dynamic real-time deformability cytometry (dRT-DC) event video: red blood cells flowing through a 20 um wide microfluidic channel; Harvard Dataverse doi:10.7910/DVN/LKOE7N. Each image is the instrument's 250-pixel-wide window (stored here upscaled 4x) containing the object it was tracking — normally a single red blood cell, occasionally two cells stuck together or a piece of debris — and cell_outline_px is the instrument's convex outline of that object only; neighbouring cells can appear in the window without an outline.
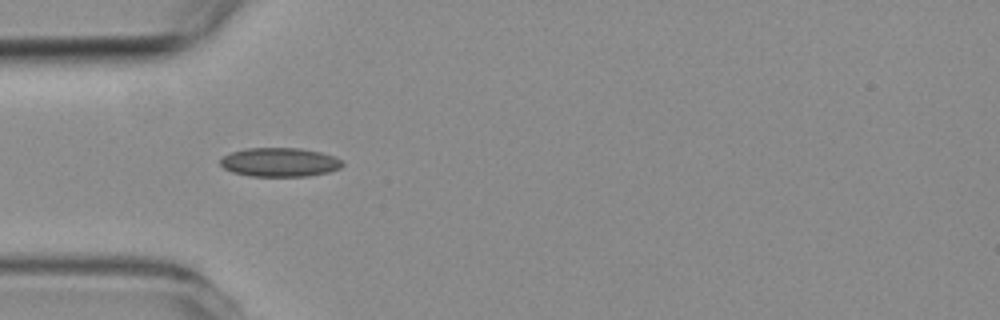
{"species": "common noctule bat (a hibernating species)", "species_latin": "Nyctalus noctula", "temperature_condition": "room temperature", "stored_images_in_passage": 4, "camera_frame_rate_fps": 3000, "um_per_image_px": 0.085, "animal": {"sex": "female", "body_mass_g": 19.3, "forearm_length_mm": 54.1}, "frame": {"image": 1, "passage_image": 3, "time_ms": 2.333, "image_size_px": [1000, 320], "cell_outline_px": [[344, 164], [340, 168], [328, 172], [308, 176], [248, 176], [232, 172], [224, 168], [220, 164], [220, 160], [224, 156], [232, 152], [244, 148], [300, 148], [320, 152], [336, 156], [344, 160]], "centroid_in_image_um": [23.8, 13.79], "position_along_channel_um": 61.2, "area_um2": 20.75}}
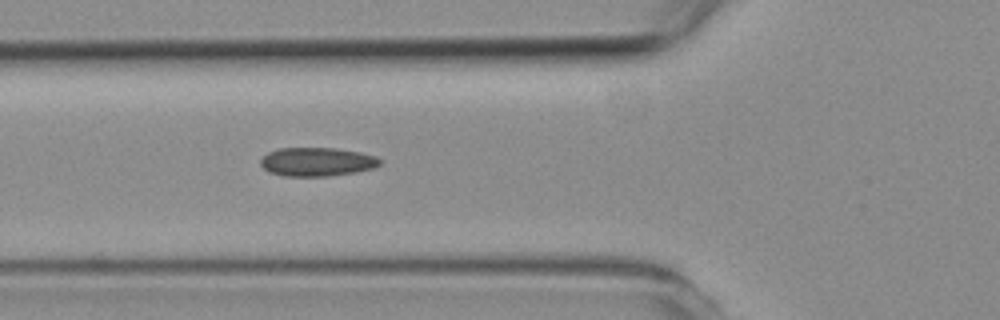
{"frame": {"image": 2, "passage_image": 4, "time_ms": 3.333, "image_size_px": [1000, 320], "cell_outline_px": [[380, 164], [372, 168], [356, 172], [328, 176], [284, 176], [268, 172], [260, 164], [260, 160], [268, 152], [280, 148], [336, 148], [360, 152], [376, 156], [380, 160]], "centroid_in_image_um": [26.92, 13.75], "position_along_channel_um": 98.9, "area_um2": 19.94}}